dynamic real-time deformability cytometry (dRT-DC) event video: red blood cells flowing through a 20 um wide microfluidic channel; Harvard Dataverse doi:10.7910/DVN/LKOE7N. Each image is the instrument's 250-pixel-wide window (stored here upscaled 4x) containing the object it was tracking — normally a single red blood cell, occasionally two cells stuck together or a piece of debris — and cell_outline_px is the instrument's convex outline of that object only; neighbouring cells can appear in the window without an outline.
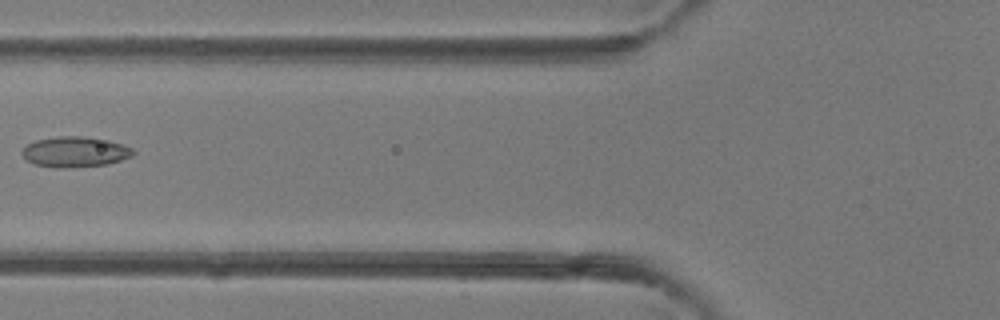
{"species": "common noctule bat (a hibernating species)", "species_latin": "Nyctalus noctula", "temperature_condition": "room temperature", "stored_images_in_passage": 2, "camera_frame_rate_fps": 3000, "um_per_image_px": 0.085, "animal": {"sex": "female"}, "frame": {"image": 1, "passage_image": 2, "time_ms": 1.0, "image_size_px": [1000, 320], "cell_outline_px": [[136, 152], [132, 156], [108, 164], [64, 168], [56, 168], [36, 164], [28, 160], [20, 152], [28, 144], [36, 140], [60, 136], [84, 136], [108, 140], [132, 148]], "centroid_in_image_um": [6.39, 12.91], "position_along_channel_um": 119.4, "area_um2": 19.54}}